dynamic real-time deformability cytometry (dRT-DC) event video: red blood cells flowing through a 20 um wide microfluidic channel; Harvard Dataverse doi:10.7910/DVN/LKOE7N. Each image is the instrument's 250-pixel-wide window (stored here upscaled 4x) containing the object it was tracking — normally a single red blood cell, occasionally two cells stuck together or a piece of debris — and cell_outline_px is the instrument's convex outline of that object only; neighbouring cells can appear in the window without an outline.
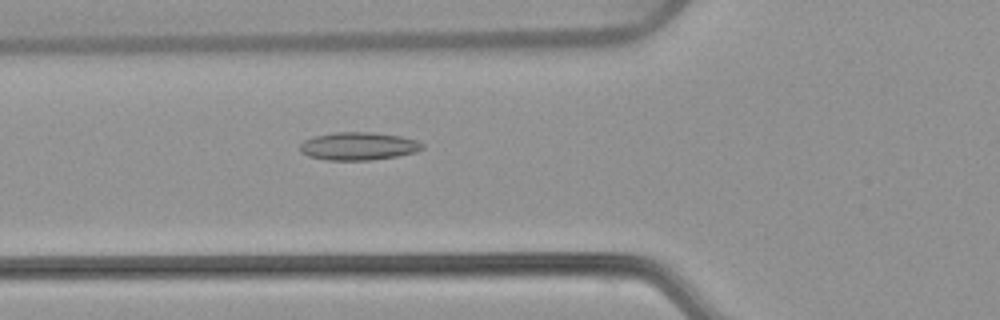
{"species": "common noctule bat (a hibernating species)", "species_latin": "Nyctalus noctula", "temperature_condition": "warm", "stored_images_in_passage": 54, "camera_frame_rate_fps": 3000, "um_per_image_px": 0.085, "animal": {"sex": "female", "body_mass_g": 22.7, "forearm_length_mm": 54.2}, "frame": {"image": 1, "passage_image": 20, "time_ms": 6.333, "image_size_px": [1000, 320], "cell_outline_px": [[424, 148], [416, 152], [396, 156], [372, 160], [328, 160], [308, 156], [300, 152], [300, 144], [304, 140], [312, 136], [336, 132], [372, 132], [400, 136], [416, 140], [424, 144]], "centroid_in_image_um": [30.45, 12.42], "position_along_channel_um": 95.3, "area_um2": 20.0}}
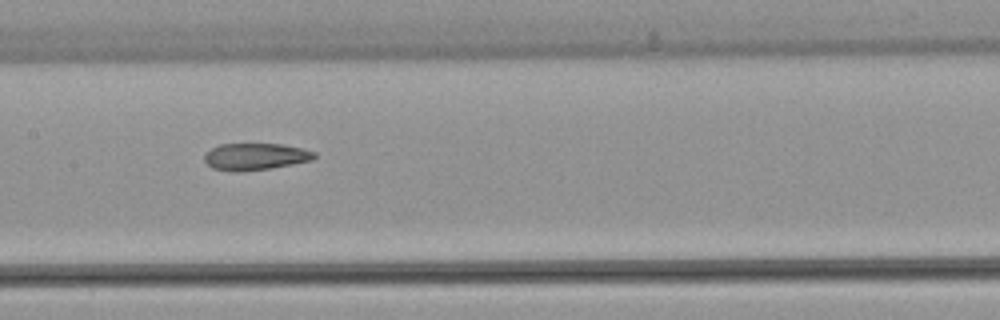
{"frame": {"image": 2, "passage_image": 27, "time_ms": 8.667, "image_size_px": [1000, 320], "cell_outline_px": [[316, 156], [312, 160], [272, 168], [244, 172], [232, 172], [212, 168], [204, 160], [204, 156], [212, 148], [220, 144], [284, 144], [304, 148], [316, 152]], "centroid_in_image_um": [21.73, 13.32], "position_along_channel_um": 185.7, "area_um2": 17.4}}
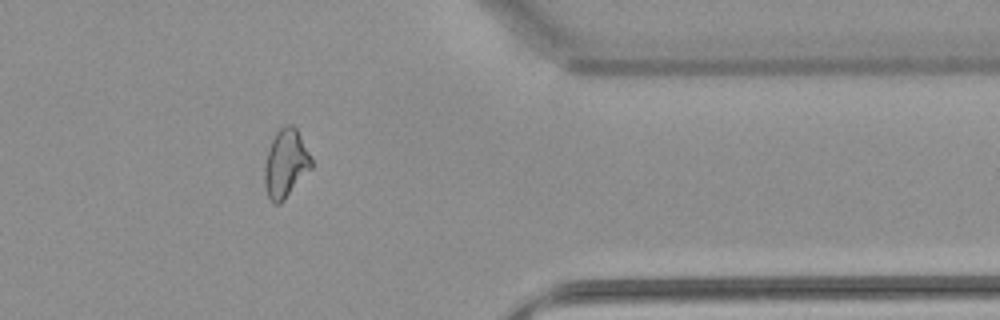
{"frame": {"image": 3, "passage_image": 44, "time_ms": 14.333, "image_size_px": [1000, 320], "cell_outline_px": [[312, 168], [284, 200], [280, 204], [272, 204], [268, 196], [264, 184], [264, 168], [268, 152], [272, 140], [276, 132], [284, 124], [292, 124], [296, 128], [312, 156]], "centroid_in_image_um": [24.3, 13.9], "position_along_channel_um": 387.1, "area_um2": 18.73}, "authors_computed_cell_mechanics": {"area_um2": 19.5364, "velocity_mm_per_s": 3.8459, "shape_relaxation_time_tau1_ms": null, "shape_relaxation_time_tau2_ms": 2.8598, "deformation_change_tau1": null, "deformation_change_tau2": 0.1121}}